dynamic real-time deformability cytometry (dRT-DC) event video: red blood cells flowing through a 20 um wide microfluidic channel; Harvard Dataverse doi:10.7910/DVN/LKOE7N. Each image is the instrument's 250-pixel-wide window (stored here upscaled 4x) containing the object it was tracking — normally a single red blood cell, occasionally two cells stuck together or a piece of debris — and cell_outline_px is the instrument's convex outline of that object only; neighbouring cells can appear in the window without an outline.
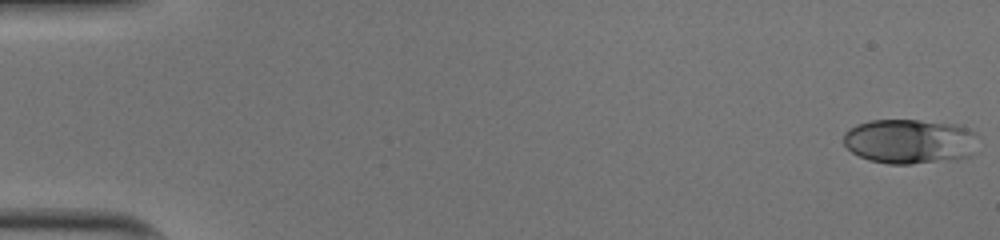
{"species": "human", "species_latin": "Homo sapiens", "temperature_condition": "cold", "stored_images_in_passage": 51, "camera_frame_rate_fps": 3000, "um_per_image_px": 0.085, "donor": {"sex": "male"}, "frame": {"image": 1, "passage_image": 1, "time_ms": 0.0, "image_size_px": [1000, 240], "cell_outline_px": [[976, 136], [972, 156], [956, 160], [912, 164], [888, 164], [868, 160], [852, 152], [844, 144], [844, 132], [848, 128], [856, 124], [868, 120], [920, 120], [956, 124], [968, 128], [976, 132]], "centroid_in_image_um": [77.33, 12.02], "position_along_channel_um": 7.7, "area_um2": 35.55}}
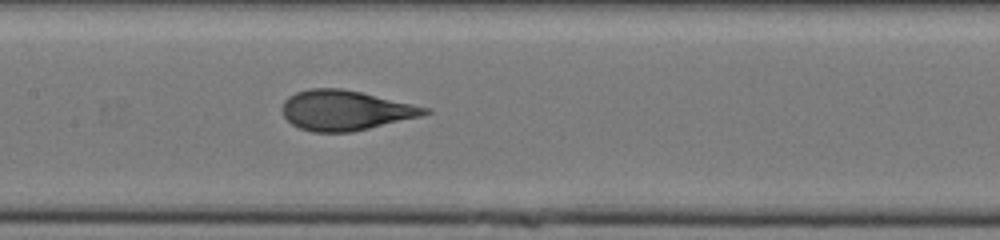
{"frame": {"image": 2, "passage_image": 26, "time_ms": 8.333, "image_size_px": [1000, 240], "cell_outline_px": [[432, 112], [420, 116], [352, 132], [312, 132], [300, 128], [292, 124], [284, 116], [280, 108], [284, 100], [288, 96], [296, 92], [308, 88], [344, 88], [432, 108]], "centroid_in_image_um": [29.34, 9.36], "position_along_channel_um": 178.1, "area_um2": 33.41}}
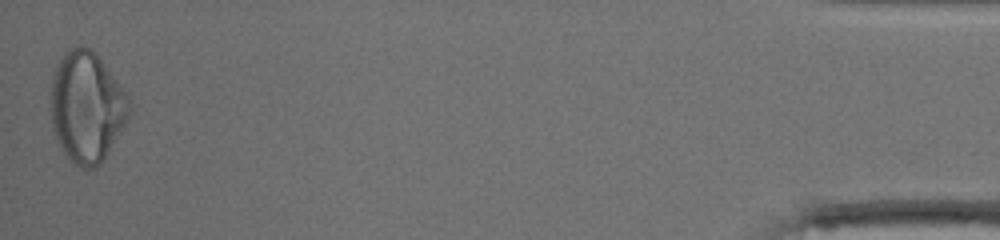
{"frame": {"image": 3, "passage_image": 51, "time_ms": 16.667, "image_size_px": [1000, 240], "cell_outline_px": [[132, 108], [128, 120], [100, 164], [92, 168], [80, 168], [64, 152], [56, 136], [52, 124], [48, 108], [52, 76], [56, 64], [60, 56], [64, 52], [80, 44], [88, 48], [100, 60], [128, 96]], "centroid_in_image_um": [7.34, 9.08], "position_along_channel_um": 427.9, "area_um2": 50.52}, "authors_computed_cell_mechanics": {"area_um2": 33.9286, "velocity_mm_per_s": 4.0326, "shape_relaxation_time_tau1_ms": 6.3831, "shape_relaxation_time_tau2_ms": 0.6981, "deformation_change_tau1": 0.2118, "deformation_change_tau2": 0.0471}}